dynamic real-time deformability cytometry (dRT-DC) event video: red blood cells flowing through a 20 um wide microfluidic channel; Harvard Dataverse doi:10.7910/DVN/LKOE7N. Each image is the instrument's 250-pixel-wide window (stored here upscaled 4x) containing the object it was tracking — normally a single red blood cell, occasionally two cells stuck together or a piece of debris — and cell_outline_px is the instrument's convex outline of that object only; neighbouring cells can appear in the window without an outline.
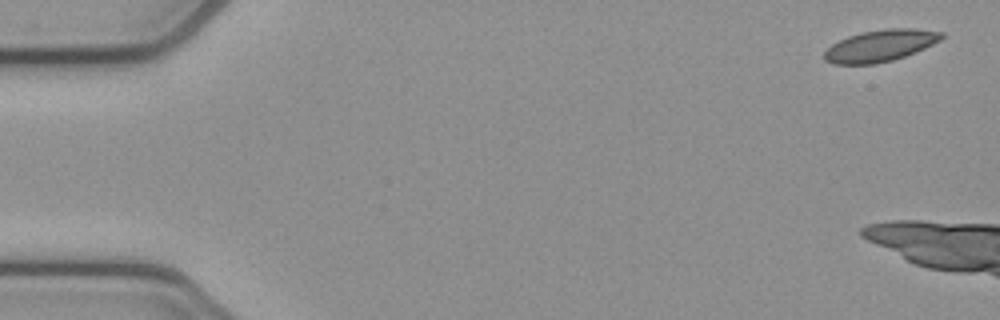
{"species": "common noctule bat (a hibernating species)", "species_latin": "Nyctalus noctula", "temperature_condition": "cold", "stored_images_in_passage": 3, "camera_frame_rate_fps": 3000, "um_per_image_px": 0.085, "animal": {"sex": "female", "body_mass_g": 21.9}, "frame": {"image": 1, "passage_image": 1, "time_ms": 0.0, "image_size_px": [1000, 320], "cell_outline_px": [[944, 36], [940, 40], [916, 52], [892, 60], [876, 64], [832, 64], [824, 60], [824, 52], [832, 44], [848, 36], [860, 32], [884, 28], [916, 28], [944, 32]], "centroid_in_image_um": [74.82, 3.87], "position_along_channel_um": 10.2, "area_um2": 21.79}}